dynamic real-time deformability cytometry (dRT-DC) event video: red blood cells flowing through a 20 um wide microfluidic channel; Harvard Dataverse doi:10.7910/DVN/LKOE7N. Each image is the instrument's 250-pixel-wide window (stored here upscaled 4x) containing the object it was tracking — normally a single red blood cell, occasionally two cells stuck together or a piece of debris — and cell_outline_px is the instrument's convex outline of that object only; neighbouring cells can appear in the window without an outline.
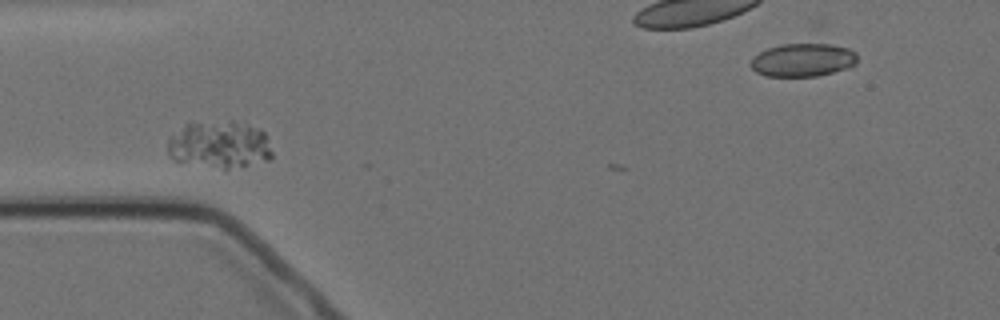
{"species": "Egyptian fruit bat (a non-hibernating species)", "species_latin": "Rousettus aegyptiacus", "temperature_condition": "cold", "stored_images_in_passage": 2, "camera_frame_rate_fps": 3000, "um_per_image_px": 0.085, "animal": {"sex": "female"}, "frame": {"image": 1, "passage_image": 1, "time_ms": 0.0, "image_size_px": [1000, 320], "cell_outline_px": [[272, 156], [268, 160], [224, 172], [172, 160], [168, 152], [168, 140], [188, 120], [232, 120], [260, 128], [264, 132], [272, 152]], "centroid_in_image_um": [18.63, 12.31], "position_along_channel_um": 66.4, "area_um2": 30.23}}